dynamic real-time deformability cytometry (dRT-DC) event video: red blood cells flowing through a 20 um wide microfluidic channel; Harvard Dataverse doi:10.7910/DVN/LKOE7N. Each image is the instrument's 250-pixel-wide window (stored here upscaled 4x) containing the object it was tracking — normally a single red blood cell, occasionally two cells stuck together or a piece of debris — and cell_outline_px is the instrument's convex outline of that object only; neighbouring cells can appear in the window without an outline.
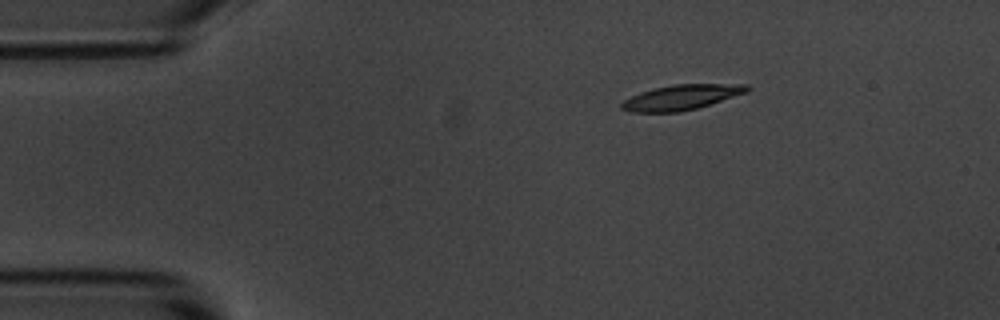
{"species": "common noctule bat (a hibernating species)", "species_latin": "Nyctalus noctula", "temperature_condition": "room temperature", "stored_images_in_passage": 48, "camera_frame_rate_fps": 3000, "um_per_image_px": 0.085, "animal": {"sex": "male", "body_mass_g": 20.1, "forearm_length_mm": 53.5}, "frame": {"image": 1, "passage_image": 1, "time_ms": 0.0, "image_size_px": [1000, 320], "cell_outline_px": [[752, 88], [748, 92], [696, 108], [680, 112], [632, 112], [620, 108], [620, 104], [624, 100], [640, 92], [672, 84], [748, 84]], "centroid_in_image_um": [57.93, 8.26], "position_along_channel_um": 27.1, "area_um2": 18.26}}
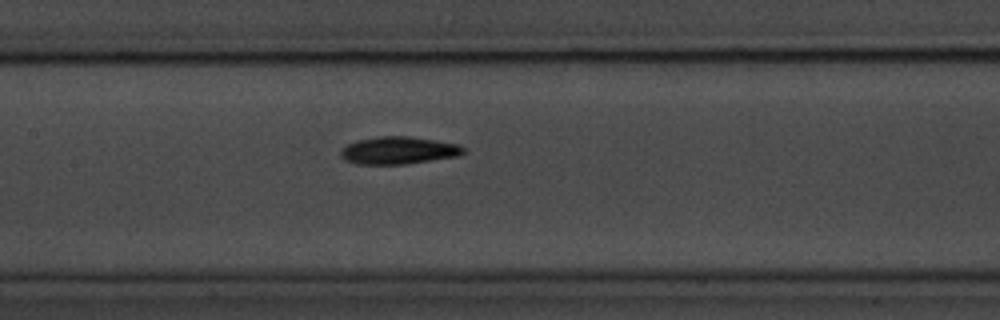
{"frame": {"image": 2, "passage_image": 18, "time_ms": 5.667, "image_size_px": [1000, 320], "cell_outline_px": [[464, 152], [456, 156], [404, 164], [356, 164], [340, 156], [340, 148], [356, 140], [376, 136], [408, 136], [460, 144], [464, 148]], "centroid_in_image_um": [33.83, 12.77], "position_along_channel_um": 173.6, "area_um2": 19.54}}
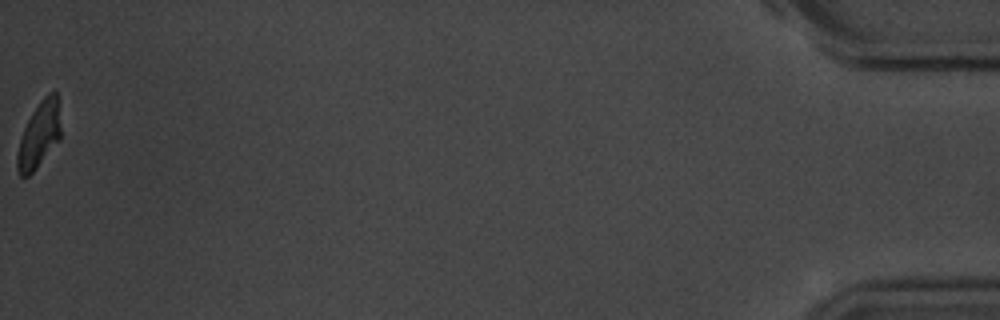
{"frame": {"image": 3, "passage_image": 48, "time_ms": 15.667, "image_size_px": [1000, 320], "cell_outline_px": [[60, 140], [36, 168], [28, 176], [20, 176], [16, 168], [16, 156], [20, 140], [24, 128], [32, 112], [40, 100], [48, 92], [56, 92], [60, 128]], "centroid_in_image_um": [3.31, 11.49], "position_along_channel_um": 431.9, "area_um2": 16.53}, "authors_computed_cell_mechanics": {"area_um2": 18.785, "velocity_mm_per_s": 3.5872, "shape_relaxation_time_tau1_ms": 3.5345, "shape_relaxation_time_tau2_ms": null, "deformation_change_tau1": 0.1299, "deformation_change_tau2": null}}